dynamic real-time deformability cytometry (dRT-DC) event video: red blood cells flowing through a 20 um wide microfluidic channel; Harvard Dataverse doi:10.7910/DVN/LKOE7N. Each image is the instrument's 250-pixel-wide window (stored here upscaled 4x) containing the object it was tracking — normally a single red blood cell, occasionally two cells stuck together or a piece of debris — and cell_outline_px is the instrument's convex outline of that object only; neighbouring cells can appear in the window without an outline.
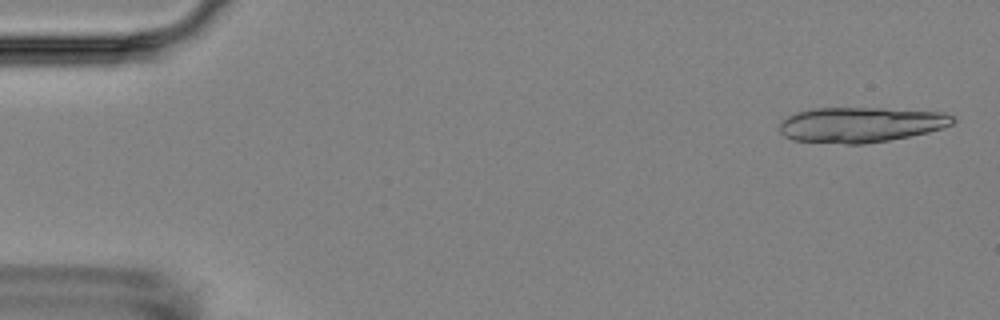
{"species": "Egyptian fruit bat (a non-hibernating species)", "species_latin": "Rousettus aegyptiacus", "temperature_condition": "room temperature", "stored_images_in_passage": 4, "camera_frame_rate_fps": 3000, "um_per_image_px": 0.085, "animal": {"sex": "female"}, "frame": {"image": 1, "passage_image": 1, "time_ms": 0.0, "image_size_px": [1000, 320], "cell_outline_px": [[956, 120], [952, 124], [928, 132], [888, 140], [864, 144], [844, 144], [792, 140], [784, 136], [780, 132], [780, 120], [796, 112], [812, 108], [884, 108], [944, 112], [952, 116]], "centroid_in_image_um": [73.12, 10.59], "position_along_channel_um": 11.9, "area_um2": 35.66}}